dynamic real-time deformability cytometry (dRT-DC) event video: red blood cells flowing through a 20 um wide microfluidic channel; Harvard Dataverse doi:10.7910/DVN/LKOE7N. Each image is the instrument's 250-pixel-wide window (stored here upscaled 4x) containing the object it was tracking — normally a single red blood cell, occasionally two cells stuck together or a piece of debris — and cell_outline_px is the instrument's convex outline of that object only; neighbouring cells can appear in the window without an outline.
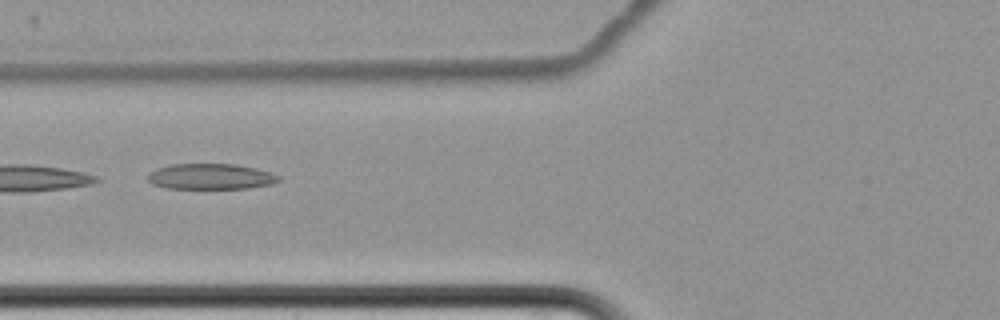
{"species": "common noctule bat (a hibernating species)", "species_latin": "Nyctalus noctula", "temperature_condition": "cold", "stored_images_in_passage": 9, "camera_frame_rate_fps": 3000, "um_per_image_px": 0.085, "animal": {"sex": "female", "body_mass_g": 22.7, "forearm_length_mm": 54.2}, "frame": {"image": 1, "passage_image": 7, "time_ms": 8.333, "image_size_px": [1000, 320], "cell_outline_px": [[280, 180], [272, 184], [248, 188], [168, 188], [152, 184], [148, 180], [148, 176], [156, 168], [172, 164], [236, 164], [256, 168], [272, 172], [280, 176]], "centroid_in_image_um": [17.95, 15.0], "position_along_channel_um": 107.8, "area_um2": 19.54}}
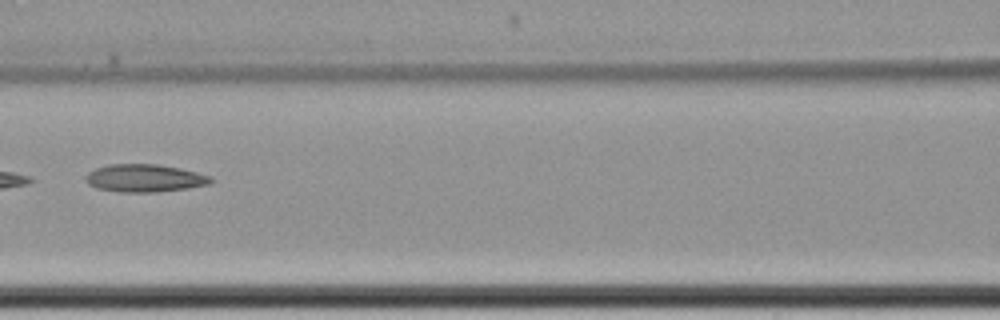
{"frame": {"image": 2, "passage_image": 8, "time_ms": 9.667, "image_size_px": [1000, 320], "cell_outline_px": [[216, 180], [208, 184], [188, 188], [156, 192], [120, 192], [96, 188], [88, 184], [84, 180], [84, 176], [88, 172], [96, 168], [108, 164], [156, 164], [180, 168], [212, 176]], "centroid_in_image_um": [12.28, 15.14], "position_along_channel_um": 154.3, "area_um2": 20.4}}
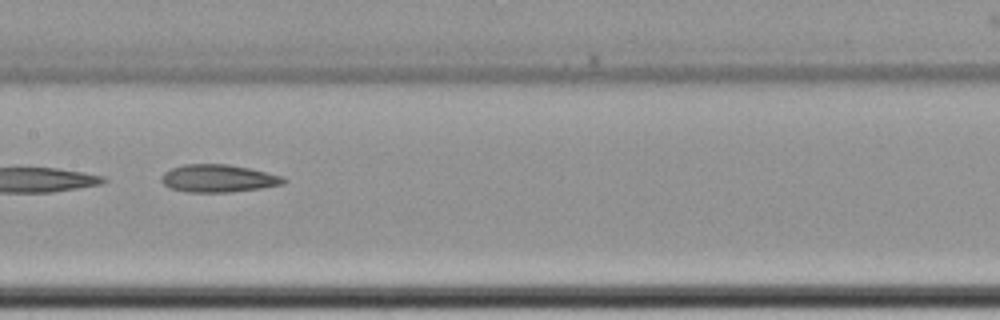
{"frame": {"image": 3, "passage_image": 9, "time_ms": 10.667, "image_size_px": [1000, 320], "cell_outline_px": [[288, 180], [284, 184], [260, 188], [232, 192], [188, 192], [168, 188], [160, 180], [160, 176], [164, 172], [172, 168], [184, 164], [228, 164], [248, 168], [284, 176]], "centroid_in_image_um": [18.54, 15.16], "position_along_channel_um": 188.9, "area_um2": 19.83}}